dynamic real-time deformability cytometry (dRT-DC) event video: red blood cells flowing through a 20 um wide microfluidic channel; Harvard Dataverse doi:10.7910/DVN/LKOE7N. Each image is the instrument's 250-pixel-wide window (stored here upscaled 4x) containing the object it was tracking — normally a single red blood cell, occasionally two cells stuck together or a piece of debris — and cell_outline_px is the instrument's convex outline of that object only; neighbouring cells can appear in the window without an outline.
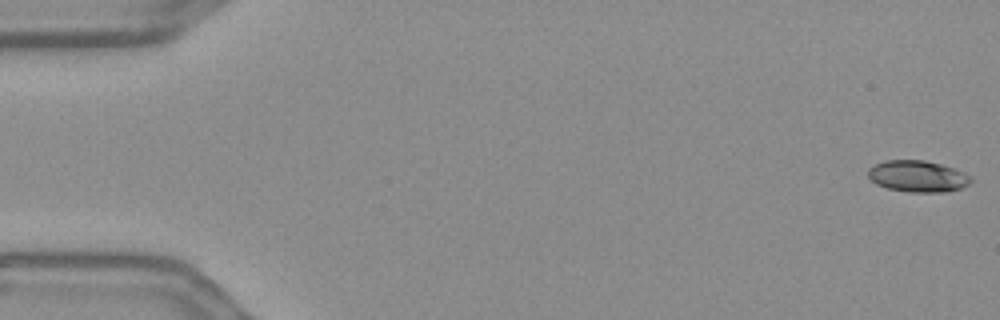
{"species": "Egyptian fruit bat (a non-hibernating species)", "species_latin": "Rousettus aegyptiacus", "temperature_condition": "warm", "stored_images_in_passage": 56, "camera_frame_rate_fps": 3000, "um_per_image_px": 0.085, "frame": {"image": 1, "passage_image": 1, "time_ms": 0.0, "image_size_px": [1000, 320], "cell_outline_px": [[972, 180], [968, 184], [960, 188], [948, 192], [908, 192], [888, 188], [876, 184], [868, 180], [868, 168], [884, 160], [924, 160], [940, 164], [964, 172], [972, 176]], "centroid_in_image_um": [77.98, 14.98], "position_along_channel_um": 7.0, "area_um2": 18.96}}
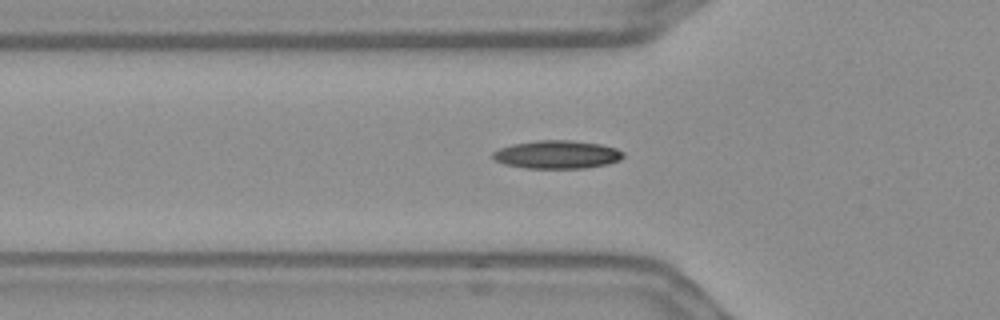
{"frame": {"image": 2, "passage_image": 19, "time_ms": 6.0, "image_size_px": [1000, 320], "cell_outline_px": [[624, 156], [620, 160], [608, 164], [584, 168], [524, 168], [504, 164], [496, 160], [492, 156], [492, 152], [500, 148], [512, 144], [536, 140], [572, 140], [600, 144], [616, 148], [624, 152]], "centroid_in_image_um": [47.36, 13.13], "position_along_channel_um": 78.4, "area_um2": 21.5}}
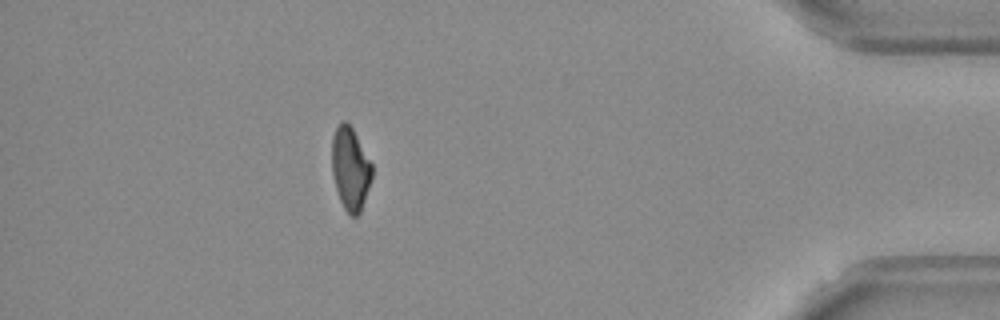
{"frame": {"image": 3, "passage_image": 50, "time_ms": 16.333, "image_size_px": [1000, 320], "cell_outline_px": [[372, 176], [360, 212], [356, 216], [352, 216], [344, 208], [340, 200], [336, 188], [332, 172], [332, 136], [336, 128], [344, 120], [352, 128], [372, 164]], "centroid_in_image_um": [29.77, 14.33], "position_along_channel_um": 405.4, "area_um2": 18.96}, "authors_computed_cell_mechanics": {"area_um2": 19.9699, "velocity_mm_per_s": 3.6348, "shape_relaxation_time_tau1_ms": 8.4279, "shape_relaxation_time_tau2_ms": 5.1894, "deformation_change_tau1": 0.1929, "deformation_change_tau2": 0.1024}}